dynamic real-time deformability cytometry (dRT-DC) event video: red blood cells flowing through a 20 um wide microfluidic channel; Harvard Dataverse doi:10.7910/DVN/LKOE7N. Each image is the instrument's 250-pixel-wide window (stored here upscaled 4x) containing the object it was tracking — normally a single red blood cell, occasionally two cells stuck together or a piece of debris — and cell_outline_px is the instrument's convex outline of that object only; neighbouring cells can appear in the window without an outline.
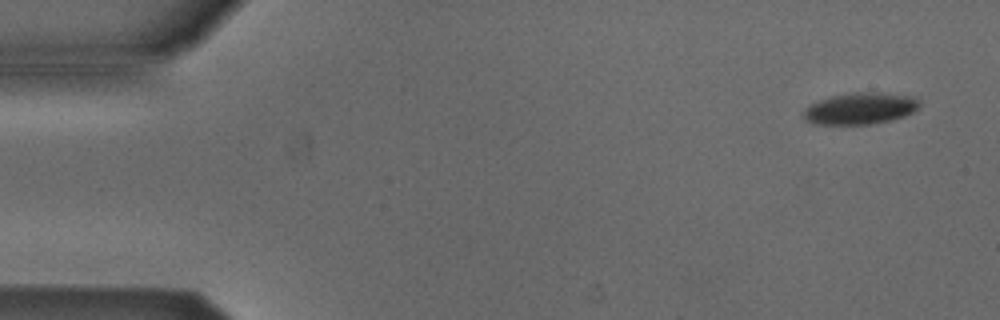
{"species": "Egyptian fruit bat (a non-hibernating species)", "species_latin": "Rousettus aegyptiacus", "temperature_condition": "cold", "stored_images_in_passage": 4, "camera_frame_rate_fps": 3000, "um_per_image_px": 0.085, "animal": {"sex": "male"}, "frame": {"image": 1, "passage_image": 1, "time_ms": 0.0, "image_size_px": [1000, 320], "cell_outline_px": [[920, 108], [904, 116], [888, 120], [868, 124], [816, 124], [808, 120], [804, 116], [804, 108], [808, 104], [832, 96], [848, 92], [876, 92], [916, 96], [920, 100]], "centroid_in_image_um": [73.16, 9.19], "position_along_channel_um": 11.8, "area_um2": 21.39}}
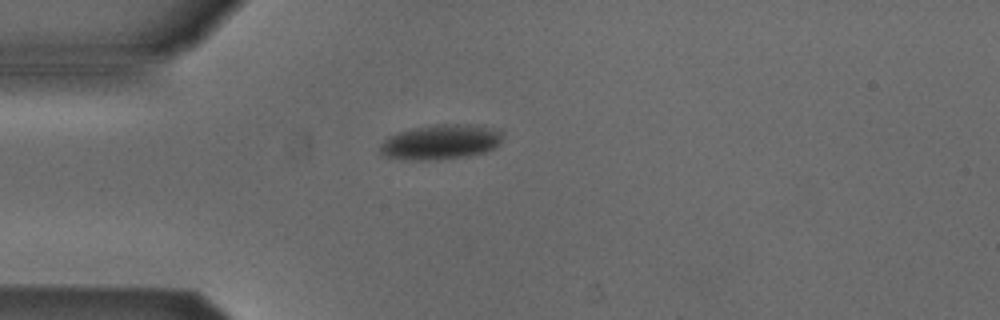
{"frame": {"image": 2, "passage_image": 4, "time_ms": 1.0, "image_size_px": [1000, 320], "cell_outline_px": [[504, 132], [500, 144], [496, 148], [484, 152], [468, 156], [436, 160], [400, 160], [380, 156], [380, 144], [388, 136], [396, 132], [412, 128], [436, 124], [472, 124]], "centroid_in_image_um": [37.41, 12.08], "position_along_channel_um": 47.6, "area_um2": 25.43}}